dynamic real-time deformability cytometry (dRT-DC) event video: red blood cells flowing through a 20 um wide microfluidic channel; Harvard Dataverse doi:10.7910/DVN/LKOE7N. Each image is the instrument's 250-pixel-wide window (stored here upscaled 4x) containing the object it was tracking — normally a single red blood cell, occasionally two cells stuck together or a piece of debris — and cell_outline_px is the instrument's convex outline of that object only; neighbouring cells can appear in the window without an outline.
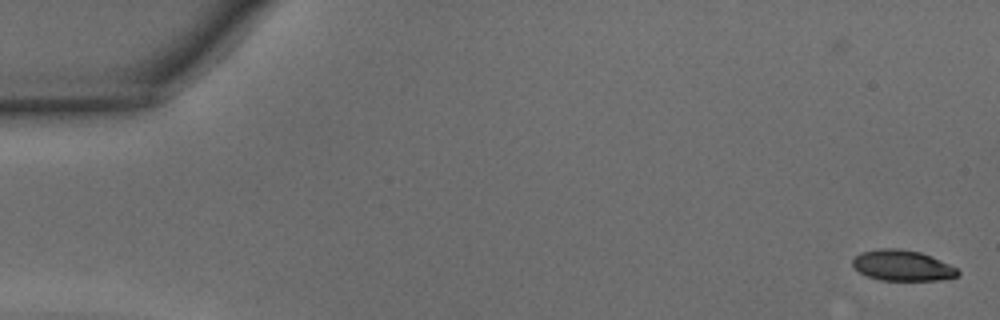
{"species": "common noctule bat (a hibernating species)", "species_latin": "Nyctalus noctula", "temperature_condition": "warm", "stored_images_in_passage": 47, "camera_frame_rate_fps": 3000, "um_per_image_px": 0.085, "animal": {"sex": "male", "body_mass_g": 15.6}, "frame": {"image": 1, "passage_image": 1, "time_ms": 0.0, "image_size_px": [1000, 320], "cell_outline_px": [[960, 272], [956, 276], [940, 280], [880, 280], [868, 276], [852, 268], [852, 260], [860, 252], [880, 248], [900, 248], [920, 252], [948, 264], [956, 268]], "centroid_in_image_um": [76.64, 22.56], "position_along_channel_um": 8.4, "area_um2": 18.73}}
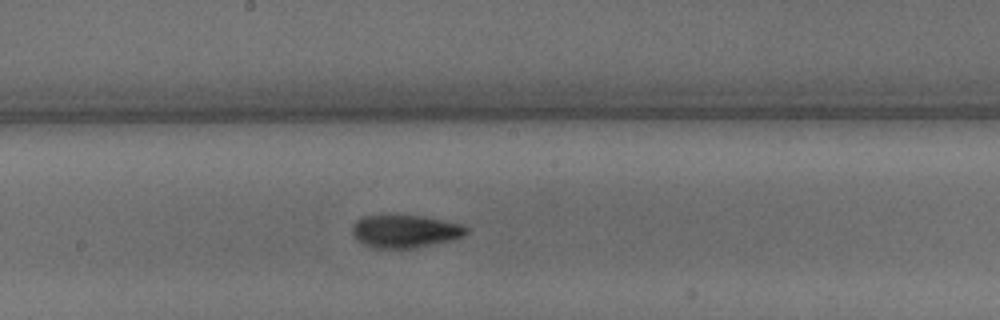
{"frame": {"image": 2, "passage_image": 25, "time_ms": 8.0, "image_size_px": [1000, 320], "cell_outline_px": [[468, 232], [464, 236], [452, 240], [416, 248], [372, 248], [356, 240], [352, 232], [352, 224], [356, 220], [364, 216], [424, 216], [464, 224], [468, 228]], "centroid_in_image_um": [34.46, 19.67], "position_along_channel_um": 213.7, "area_um2": 21.96}}
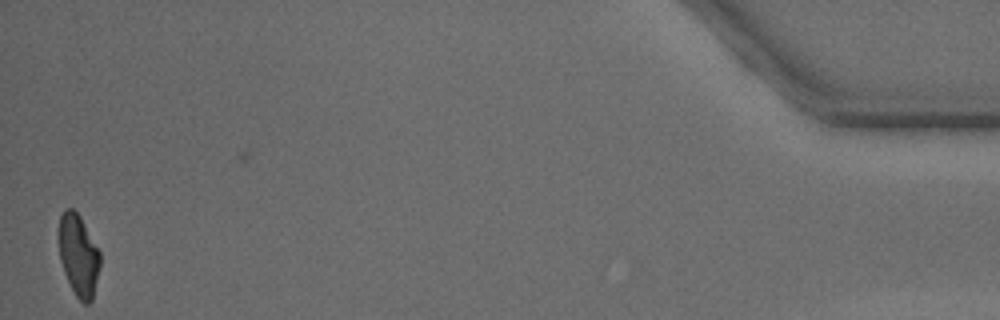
{"frame": {"image": 3, "passage_image": 46, "time_ms": 15.0, "image_size_px": [1000, 320], "cell_outline_px": [[100, 264], [92, 300], [88, 304], [84, 304], [76, 296], [64, 272], [60, 260], [56, 232], [60, 216], [64, 208], [72, 208], [80, 216], [100, 252]], "centroid_in_image_um": [6.63, 21.65], "position_along_channel_um": 428.6, "area_um2": 19.88}, "authors_computed_cell_mechanics": {"area_um2": 20.8658, "velocity_mm_per_s": 4.3562, "shape_relaxation_time_tau1_ms": 4.8068, "shape_relaxation_time_tau2_ms": 3.1921, "deformation_change_tau1": 0.164, "deformation_change_tau2": 0.1022}}